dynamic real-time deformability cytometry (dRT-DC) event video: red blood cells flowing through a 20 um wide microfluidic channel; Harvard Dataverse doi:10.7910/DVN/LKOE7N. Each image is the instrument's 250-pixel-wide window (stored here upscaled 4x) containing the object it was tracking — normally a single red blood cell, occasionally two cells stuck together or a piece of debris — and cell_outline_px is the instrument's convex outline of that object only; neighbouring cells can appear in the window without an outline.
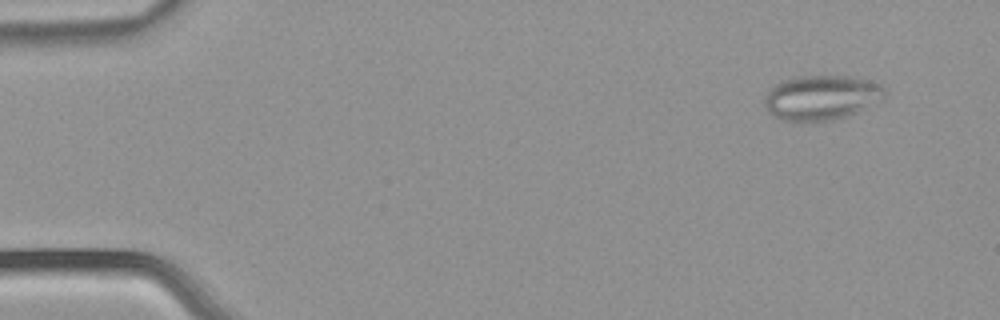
{"species": "common noctule bat (a hibernating species)", "species_latin": "Nyctalus noctula", "temperature_condition": "warm", "stored_images_in_passage": 53, "camera_frame_rate_fps": 3000, "um_per_image_px": 0.085, "animal": {"sex": "male", "body_mass_g": 21.5, "forearm_length_mm": 52.0}, "frame": {"image": 1, "passage_image": 5, "time_ms": 1.333, "image_size_px": [1000, 320], "cell_outline_px": [[884, 100], [856, 112], [832, 120], [816, 124], [784, 120], [768, 112], [764, 104], [764, 96], [776, 84], [784, 80], [800, 76], [848, 76], [868, 80], [880, 84], [884, 88]], "centroid_in_image_um": [69.82, 8.32], "position_along_channel_um": 15.2, "area_um2": 31.62}}
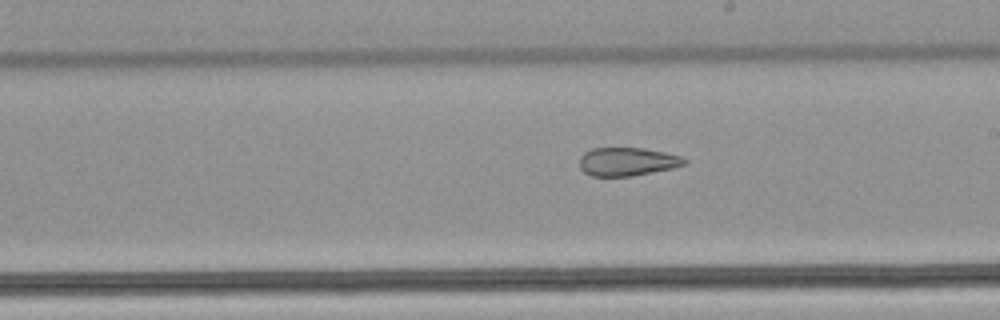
{"frame": {"image": 2, "passage_image": 31, "time_ms": 10.0, "image_size_px": [1000, 320], "cell_outline_px": [[688, 164], [672, 168], [632, 176], [592, 176], [584, 172], [580, 168], [580, 156], [584, 152], [592, 148], [644, 148], [664, 152], [680, 156], [688, 160]], "centroid_in_image_um": [53.32, 13.74], "position_along_channel_um": 235.7, "area_um2": 17.4}}
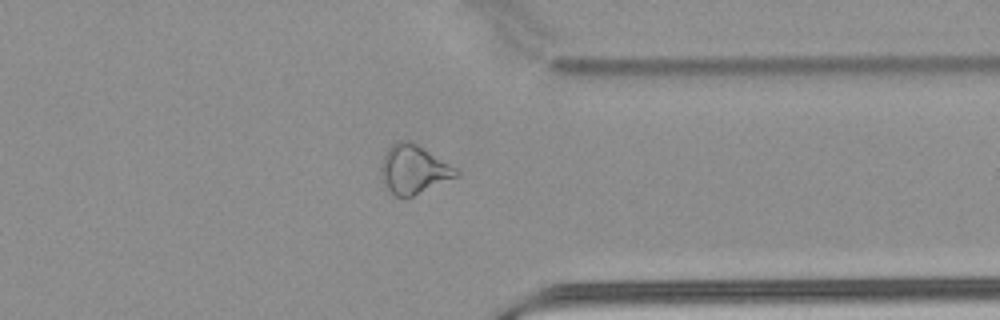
{"frame": {"image": 3, "passage_image": 42, "time_ms": 13.667, "image_size_px": [1000, 320], "cell_outline_px": [[460, 176], [404, 200], [396, 196], [384, 188], [380, 172], [380, 168], [384, 156], [388, 148], [392, 144], [400, 140], [412, 140], [456, 168], [460, 172]], "centroid_in_image_um": [35.15, 14.43], "position_along_channel_um": 376.2, "area_um2": 21.85}, "authors_computed_cell_mechanics": {"area_um2": 24.0448, "velocity_mm_per_s": 3.9231, "shape_relaxation_time_tau1_ms": null, "shape_relaxation_time_tau2_ms": 2.8049, "deformation_change_tau1": null, "deformation_change_tau2": 0.1206}}